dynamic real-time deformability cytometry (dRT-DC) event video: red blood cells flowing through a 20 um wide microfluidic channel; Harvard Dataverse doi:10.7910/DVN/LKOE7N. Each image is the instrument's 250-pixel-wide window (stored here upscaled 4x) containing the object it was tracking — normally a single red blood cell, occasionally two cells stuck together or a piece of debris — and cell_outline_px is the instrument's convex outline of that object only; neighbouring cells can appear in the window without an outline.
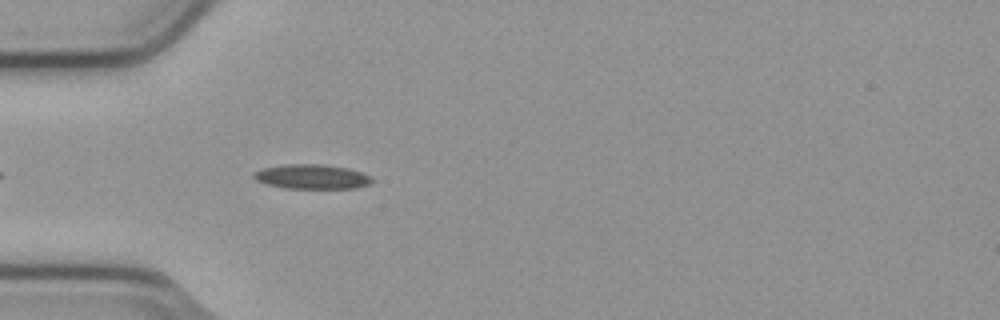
{"species": "common noctule bat (a hibernating species)", "species_latin": "Nyctalus noctula", "temperature_condition": "cold", "stored_images_in_passage": 27, "camera_frame_rate_fps": 3000, "um_per_image_px": 0.085, "animal": {"sex": "male", "body_mass_g": 23.1, "forearm_length_mm": 52.7}, "frame": {"image": 1, "passage_image": 5, "time_ms": 1.333, "image_size_px": [1000, 320], "cell_outline_px": [[372, 180], [368, 184], [356, 188], [284, 188], [268, 184], [256, 180], [252, 176], [252, 172], [264, 168], [284, 164], [324, 164], [348, 168], [372, 176]], "centroid_in_image_um": [26.49, 15.01], "position_along_channel_um": 58.5, "area_um2": 16.88}}
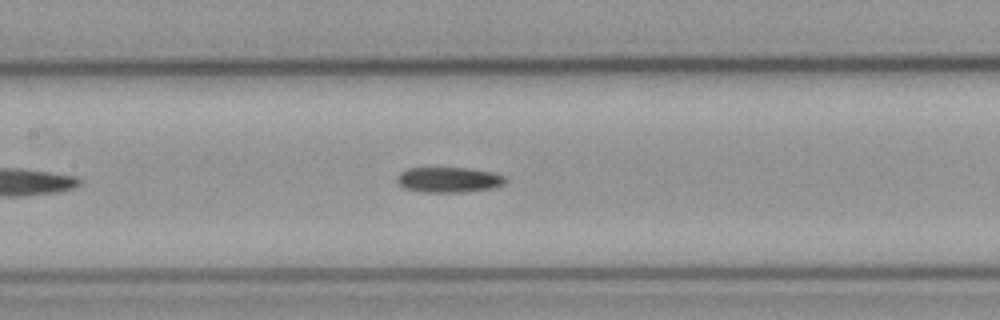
{"frame": {"image": 2, "passage_image": 14, "time_ms": 4.333, "image_size_px": [1000, 320], "cell_outline_px": [[508, 180], [504, 184], [492, 188], [460, 192], [420, 192], [404, 188], [396, 180], [396, 176], [400, 172], [408, 168], [468, 168], [492, 172], [504, 176]], "centroid_in_image_um": [38.13, 15.28], "position_along_channel_um": 169.3, "area_um2": 16.01}}
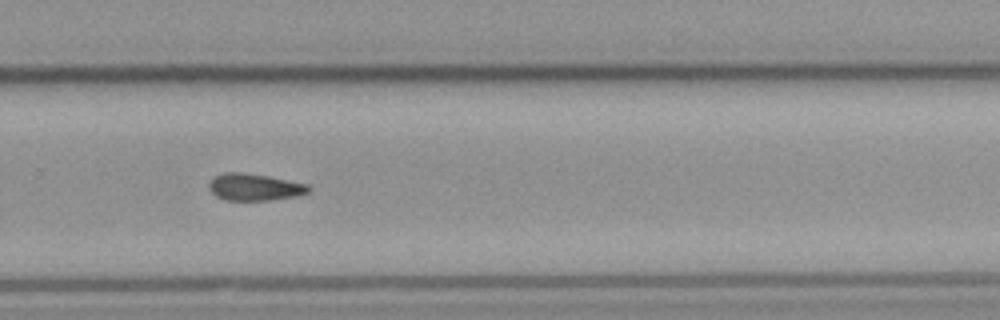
{"frame": {"image": 3, "passage_image": 25, "time_ms": 8.0, "image_size_px": [1000, 320], "cell_outline_px": [[312, 188], [308, 192], [300, 196], [272, 200], [224, 200], [216, 196], [208, 188], [208, 184], [216, 176], [224, 172], [240, 172], [268, 176], [308, 184]], "centroid_in_image_um": [21.67, 15.91], "position_along_channel_um": 308.1, "area_um2": 15.72}}